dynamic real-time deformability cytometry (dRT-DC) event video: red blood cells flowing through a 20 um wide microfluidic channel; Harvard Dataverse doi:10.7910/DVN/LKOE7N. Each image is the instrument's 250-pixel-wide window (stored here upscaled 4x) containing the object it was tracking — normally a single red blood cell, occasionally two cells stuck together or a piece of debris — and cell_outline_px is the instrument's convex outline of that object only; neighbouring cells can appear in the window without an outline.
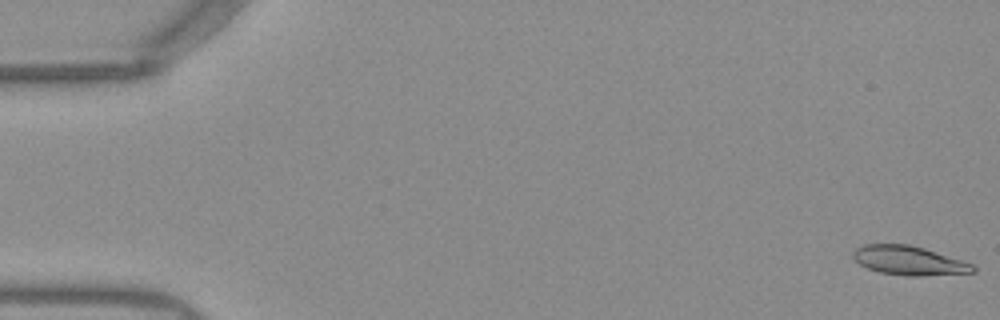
{"species": "Egyptian fruit bat (a non-hibernating species)", "species_latin": "Rousettus aegyptiacus", "temperature_condition": "warm", "stored_images_in_passage": 52, "camera_frame_rate_fps": 3000, "um_per_image_px": 0.085, "frame": {"image": 1, "passage_image": 1, "time_ms": 0.0, "image_size_px": [1000, 320], "cell_outline_px": [[976, 272], [920, 276], [908, 276], [880, 272], [868, 268], [860, 264], [852, 256], [852, 252], [856, 248], [864, 244], [908, 244], [924, 248], [972, 264], [976, 268]], "centroid_in_image_um": [77.24, 22.14], "position_along_channel_um": 7.8, "area_um2": 20.11}}
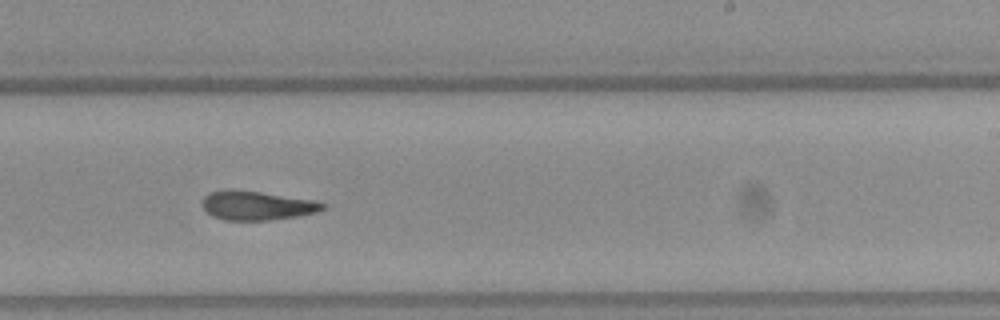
{"frame": {"image": 2, "passage_image": 32, "time_ms": 10.333, "image_size_px": [1000, 320], "cell_outline_px": [[324, 208], [316, 212], [296, 216], [272, 220], [224, 220], [212, 216], [204, 208], [204, 196], [208, 192], [228, 188], [260, 192], [312, 200], [324, 204]], "centroid_in_image_um": [21.78, 17.46], "position_along_channel_um": 267.2, "area_um2": 20.17}}
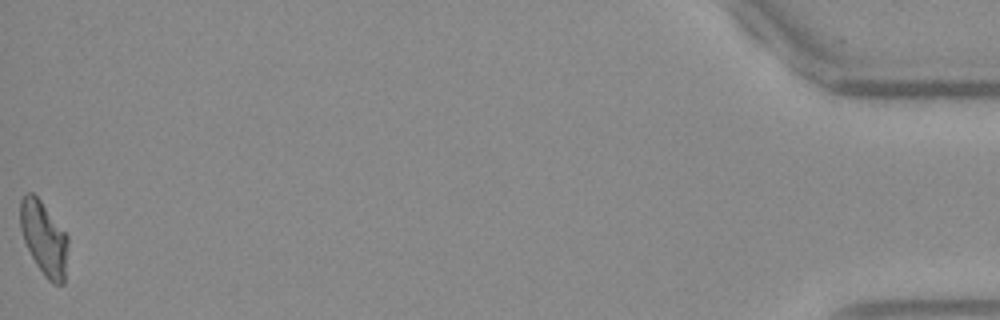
{"frame": {"image": 3, "passage_image": 52, "time_ms": 17.0, "image_size_px": [1000, 320], "cell_outline_px": [[68, 244], [64, 284], [52, 284], [44, 276], [36, 264], [24, 240], [20, 228], [20, 200], [24, 192], [32, 192], [40, 200], [68, 236]], "centroid_in_image_um": [3.73, 20.26], "position_along_channel_um": 431.5, "area_um2": 20.46}, "authors_computed_cell_mechanics": {"area_um2": 20.6924, "velocity_mm_per_s": 3.939, "shape_relaxation_time_tau1_ms": null, "shape_relaxation_time_tau2_ms": 4.5342, "deformation_change_tau1": null, "deformation_change_tau2": 0.126}}